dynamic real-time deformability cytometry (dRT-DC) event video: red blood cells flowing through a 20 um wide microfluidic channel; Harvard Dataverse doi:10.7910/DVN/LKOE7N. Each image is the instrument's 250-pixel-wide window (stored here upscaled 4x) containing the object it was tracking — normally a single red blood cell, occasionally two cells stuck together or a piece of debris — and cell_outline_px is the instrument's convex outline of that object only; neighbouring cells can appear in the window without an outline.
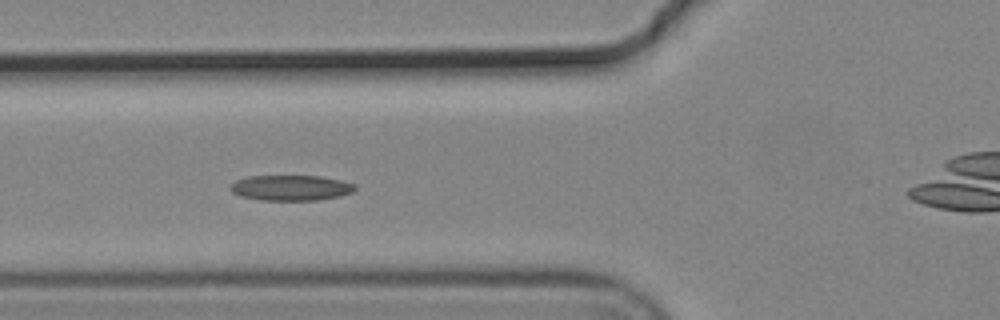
{"species": "common noctule bat (a hibernating species)", "species_latin": "Nyctalus noctula", "temperature_condition": "cold", "stored_images_in_passage": 5, "camera_frame_rate_fps": 3000, "um_per_image_px": 0.085, "animal": {"sex": "male", "body_mass_g": 19.2, "forearm_length_mm": 51.8}, "frame": {"image": 1, "passage_image": 3, "time_ms": 0.667, "image_size_px": [1000, 320], "cell_outline_px": [[356, 188], [352, 192], [340, 196], [316, 200], [260, 200], [240, 196], [232, 192], [228, 188], [236, 180], [248, 176], [320, 176], [340, 180], [356, 184]], "centroid_in_image_um": [24.71, 15.96], "position_along_channel_um": 101.1, "area_um2": 18.5}}
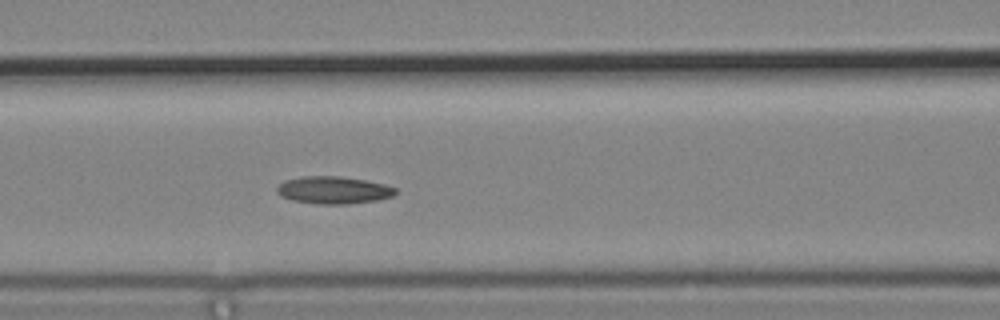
{"frame": {"image": 2, "passage_image": 4, "time_ms": 1.0, "image_size_px": [1000, 320], "cell_outline_px": [[396, 192], [392, 196], [376, 200], [348, 204], [316, 204], [292, 200], [280, 196], [276, 192], [276, 188], [280, 184], [288, 180], [304, 176], [340, 176], [364, 180], [384, 184], [396, 188]], "centroid_in_image_um": [28.33, 16.16], "position_along_channel_um": 138.3, "area_um2": 18.79}}